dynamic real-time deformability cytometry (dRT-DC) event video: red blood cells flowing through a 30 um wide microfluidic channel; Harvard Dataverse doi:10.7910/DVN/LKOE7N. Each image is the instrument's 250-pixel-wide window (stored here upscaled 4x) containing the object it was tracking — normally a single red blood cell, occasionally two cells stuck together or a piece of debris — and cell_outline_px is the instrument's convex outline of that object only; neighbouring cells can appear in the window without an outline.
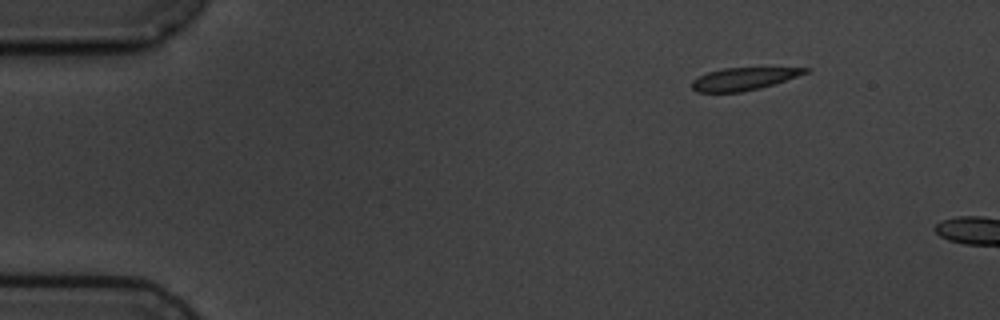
{"species": "common noctule bat (a hibernating species)", "species_latin": "Nyctalus noctula", "temperature_condition": "cold", "stored_images_in_passage": 2, "camera_frame_rate_fps": 3000, "um_per_image_px": 0.085, "animal": {"sex": "male", "body_mass_g": 19.5, "forearm_length_mm": 54.6}, "frame": {"image": 1, "passage_image": 1, "time_ms": 0.0, "image_size_px": [1000, 320], "cell_outline_px": [[812, 68], [808, 72], [760, 88], [740, 92], [696, 92], [692, 88], [692, 80], [708, 72], [724, 68]], "centroid_in_image_um": [63.15, 6.71], "position_along_channel_um": 21.8, "area_um2": 14.51}}